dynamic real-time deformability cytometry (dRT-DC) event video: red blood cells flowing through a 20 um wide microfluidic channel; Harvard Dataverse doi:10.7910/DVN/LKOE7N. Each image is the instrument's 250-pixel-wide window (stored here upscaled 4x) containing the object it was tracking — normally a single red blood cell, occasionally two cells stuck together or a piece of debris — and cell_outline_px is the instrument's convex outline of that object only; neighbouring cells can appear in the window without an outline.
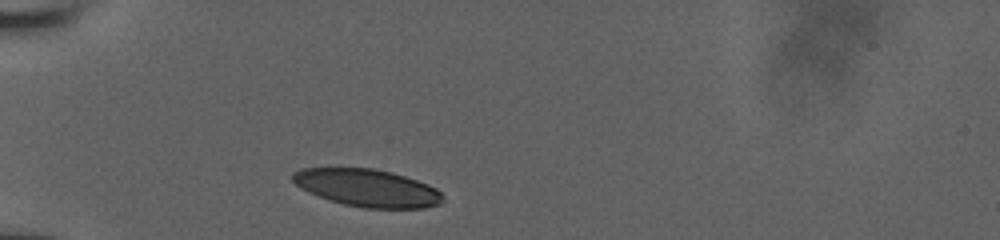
{"species": "human", "species_latin": "Homo sapiens", "temperature_condition": "room temperature", "stored_images_in_passage": 5, "camera_frame_rate_fps": 3000, "um_per_image_px": 0.085, "donor": {"sex": "male"}, "frame": {"image": 1, "passage_image": 1, "time_ms": 0.0, "image_size_px": [1000, 240], "cell_outline_px": [[444, 200], [440, 204], [424, 208], [364, 208], [344, 204], [328, 200], [308, 192], [300, 188], [292, 180], [292, 172], [300, 168], [372, 168], [392, 172], [428, 184], [436, 188], [444, 196]], "centroid_in_image_um": [31.21, 15.97], "position_along_channel_um": 53.8, "area_um2": 32.95}}
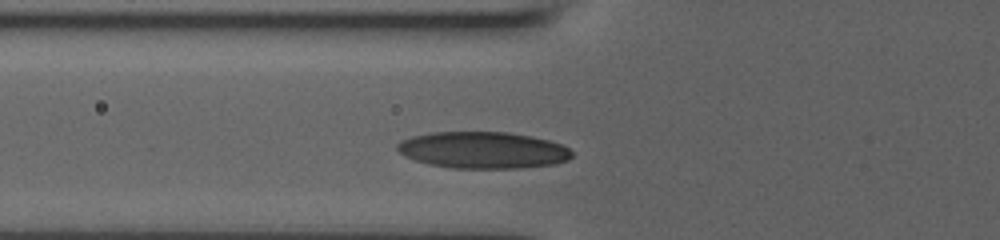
{"frame": {"image": 2, "passage_image": 4, "time_ms": 1.333, "image_size_px": [1000, 240], "cell_outline_px": [[572, 156], [568, 160], [556, 164], [520, 168], [448, 168], [428, 164], [404, 156], [396, 148], [396, 144], [400, 140], [412, 136], [432, 132], [508, 132], [532, 136], [548, 140], [560, 144], [568, 148], [572, 152]], "centroid_in_image_um": [41.03, 12.76], "position_along_channel_um": 84.8, "area_um2": 37.51}}